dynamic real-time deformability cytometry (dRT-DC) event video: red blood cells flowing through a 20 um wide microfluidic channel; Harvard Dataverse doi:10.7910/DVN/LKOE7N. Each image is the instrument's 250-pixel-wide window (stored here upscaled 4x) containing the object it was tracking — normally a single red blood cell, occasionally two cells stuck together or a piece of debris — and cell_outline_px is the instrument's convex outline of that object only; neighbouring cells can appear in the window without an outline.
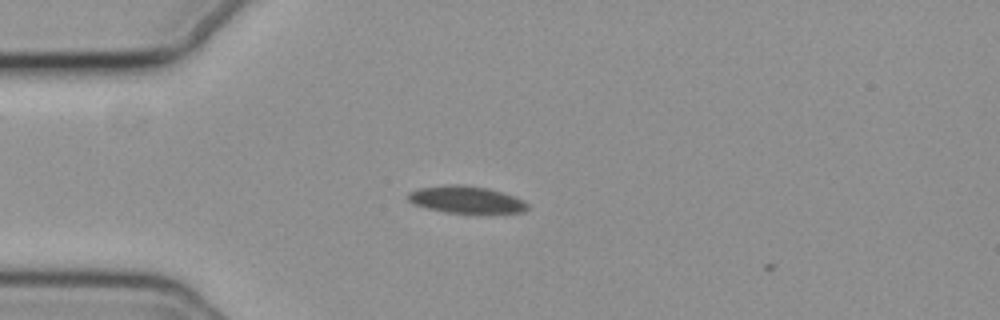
{"species": "common noctule bat (a hibernating species)", "species_latin": "Nyctalus noctula", "temperature_condition": "cold", "stored_images_in_passage": 12, "camera_frame_rate_fps": 3000, "um_per_image_px": 0.085, "animal": {"sex": "female", "body_mass_g": 19.3, "forearm_length_mm": 54.1}, "frame": {"image": 1, "passage_image": 9, "time_ms": 2.667, "image_size_px": [1000, 320], "cell_outline_px": [[528, 208], [524, 212], [480, 216], [444, 212], [412, 204], [408, 200], [408, 192], [420, 188], [452, 184], [464, 184], [488, 188], [516, 196], [524, 200], [528, 204]], "centroid_in_image_um": [39.71, 17.02], "position_along_channel_um": 45.3, "area_um2": 19.88}}